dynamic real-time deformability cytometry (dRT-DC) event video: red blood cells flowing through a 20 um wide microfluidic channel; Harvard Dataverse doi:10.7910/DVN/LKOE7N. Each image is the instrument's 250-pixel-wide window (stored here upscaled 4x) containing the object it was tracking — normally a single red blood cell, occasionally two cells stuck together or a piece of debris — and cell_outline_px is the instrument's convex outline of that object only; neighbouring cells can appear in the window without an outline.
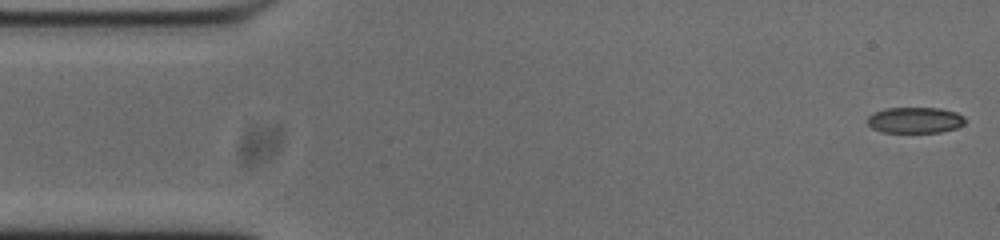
{"species": "common noctule bat (a hibernating species)", "species_latin": "Nyctalus noctula", "temperature_condition": "cold", "stored_images_in_passage": 53, "camera_frame_rate_fps": 3000, "um_per_image_px": 0.085, "animal": {"sex": "male", "body_mass_g": 20.0, "forearm_length_mm": 53.3}, "frame": {"image": 1, "passage_image": 1, "time_ms": 0.0, "image_size_px": [1000, 240], "cell_outline_px": [[968, 120], [964, 124], [956, 128], [940, 132], [880, 132], [872, 128], [868, 124], [868, 116], [876, 112], [888, 108], [940, 108], [956, 112], [964, 116]], "centroid_in_image_um": [77.82, 10.21], "position_along_channel_um": 7.2, "area_um2": 14.8}}
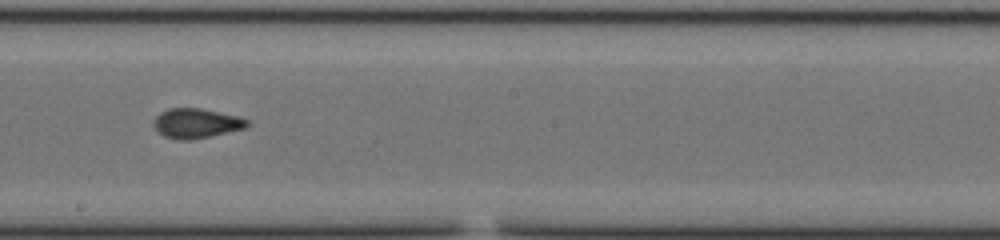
{"frame": {"image": 2, "passage_image": 28, "time_ms": 9.0, "image_size_px": [1000, 240], "cell_outline_px": [[252, 124], [244, 128], [208, 136], [188, 140], [180, 140], [164, 136], [152, 124], [156, 116], [160, 112], [168, 108], [200, 108], [236, 116], [248, 120]], "centroid_in_image_um": [16.66, 10.47], "position_along_channel_um": 231.5, "area_um2": 15.9}}
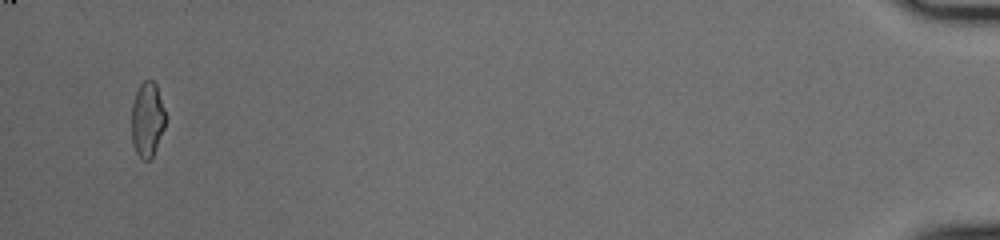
{"frame": {"image": 3, "passage_image": 51, "time_ms": 16.667, "image_size_px": [1000, 240], "cell_outline_px": [[168, 116], [164, 128], [152, 160], [144, 160], [136, 152], [132, 144], [132, 104], [136, 92], [140, 84], [144, 80], [152, 80], [156, 84]], "centroid_in_image_um": [12.55, 10.16], "position_along_channel_um": 422.6, "area_um2": 15.14}, "authors_computed_cell_mechanics": {"area_um2": 15.7216, "velocity_mm_per_s": 3.7529, "shape_relaxation_time_tau1_ms": null, "shape_relaxation_time_tau2_ms": 1.3963, "deformation_change_tau1": null, "deformation_change_tau2": 0.0698}}